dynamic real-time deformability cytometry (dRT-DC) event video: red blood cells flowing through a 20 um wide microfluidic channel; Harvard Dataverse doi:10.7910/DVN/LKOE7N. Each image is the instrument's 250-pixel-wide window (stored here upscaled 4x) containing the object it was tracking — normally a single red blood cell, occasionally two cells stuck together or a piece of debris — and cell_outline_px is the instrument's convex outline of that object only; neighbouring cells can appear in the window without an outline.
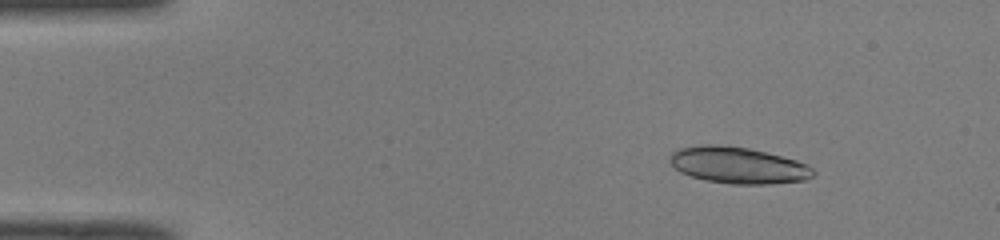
{"species": "common noctule bat (a hibernating species)", "species_latin": "Nyctalus noctula", "temperature_condition": "room temperature", "stored_images_in_passage": 47, "camera_frame_rate_fps": 3000, "um_per_image_px": 0.085, "animal": {"sex": "male", "body_mass_g": 19.0, "forearm_length_mm": 50.8}, "frame": {"image": 1, "passage_image": 5, "time_ms": 1.333, "image_size_px": [1000, 240], "cell_outline_px": [[816, 176], [804, 180], [768, 184], [732, 184], [704, 180], [680, 172], [668, 160], [668, 156], [672, 152], [680, 148], [704, 144], [716, 144], [748, 148], [796, 160], [808, 164], [816, 172]], "centroid_in_image_um": [62.74, 14.05], "position_along_channel_um": 22.3, "area_um2": 30.52}, "authors_computed_cell_mechanics": {"area_um2": 28.9578, "velocity_mm_per_s": 4.0925, "shape_relaxation_time_tau1_ms": null, "shape_relaxation_time_tau2_ms": 1.5181, "deformation_change_tau1": null, "deformation_change_tau2": 0.0622}}